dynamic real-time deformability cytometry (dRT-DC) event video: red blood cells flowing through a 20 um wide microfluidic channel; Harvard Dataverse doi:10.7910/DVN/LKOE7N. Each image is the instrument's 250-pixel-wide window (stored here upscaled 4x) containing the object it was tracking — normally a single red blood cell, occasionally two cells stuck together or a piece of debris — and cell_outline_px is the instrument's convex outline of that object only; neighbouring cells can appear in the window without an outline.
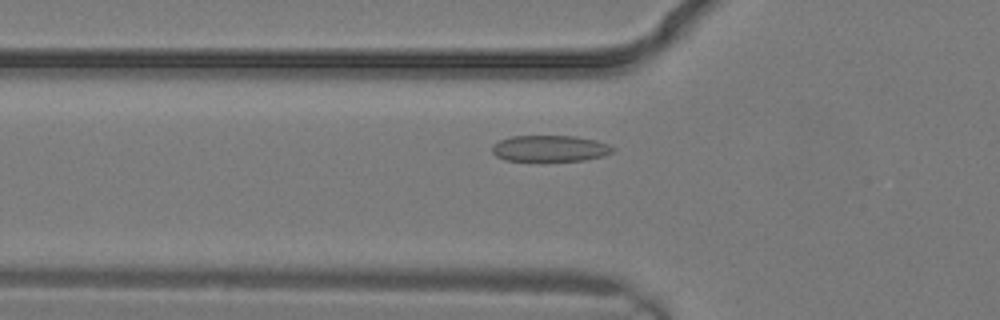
{"species": "common noctule bat (a hibernating species)", "species_latin": "Nyctalus noctula", "temperature_condition": "warm", "stored_images_in_passage": 5, "camera_frame_rate_fps": 3000, "um_per_image_px": 0.085, "animal": {"sex": "male", "body_mass_g": 19.2, "forearm_length_mm": 51.8}, "frame": {"image": 1, "passage_image": 2, "time_ms": 0.333, "image_size_px": [1000, 320], "cell_outline_px": [[616, 148], [612, 152], [604, 156], [584, 160], [504, 160], [496, 156], [492, 152], [492, 144], [500, 140], [512, 136], [576, 136], [596, 140], [608, 144]], "centroid_in_image_um": [46.76, 12.61], "position_along_channel_um": 79.0, "area_um2": 18.38}}